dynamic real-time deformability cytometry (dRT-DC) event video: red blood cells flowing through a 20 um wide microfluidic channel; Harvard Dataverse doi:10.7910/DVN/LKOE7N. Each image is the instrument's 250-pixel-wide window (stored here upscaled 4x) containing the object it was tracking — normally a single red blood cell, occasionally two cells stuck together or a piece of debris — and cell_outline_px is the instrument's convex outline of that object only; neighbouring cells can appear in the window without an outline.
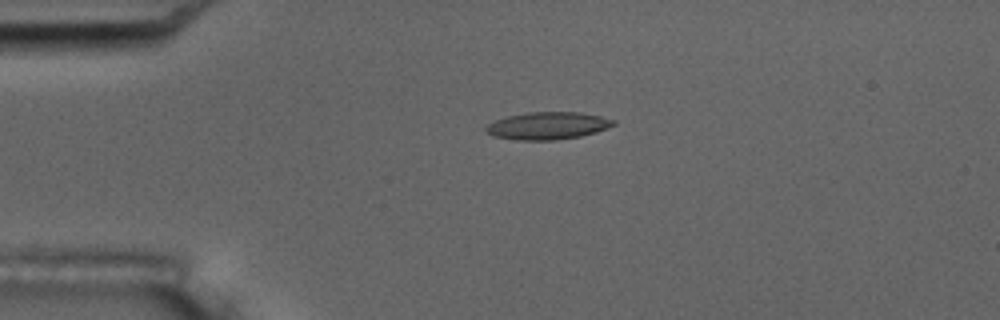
{"species": "common noctule bat (a hibernating species)", "species_latin": "Nyctalus noctula", "temperature_condition": "room temperature", "stored_images_in_passage": 5, "camera_frame_rate_fps": 3000, "um_per_image_px": 0.085, "animal": {"sex": "male", "body_mass_g": 17.5, "forearm_length_mm": 52.3}, "frame": {"image": 1, "passage_image": 3, "time_ms": 3.333, "image_size_px": [1000, 320], "cell_outline_px": [[616, 124], [596, 132], [580, 136], [556, 140], [520, 140], [492, 136], [484, 128], [488, 124], [496, 120], [508, 116], [528, 112], [580, 112], [600, 116], [616, 120]], "centroid_in_image_um": [46.57, 10.68], "position_along_channel_um": 38.4, "area_um2": 20.29}}